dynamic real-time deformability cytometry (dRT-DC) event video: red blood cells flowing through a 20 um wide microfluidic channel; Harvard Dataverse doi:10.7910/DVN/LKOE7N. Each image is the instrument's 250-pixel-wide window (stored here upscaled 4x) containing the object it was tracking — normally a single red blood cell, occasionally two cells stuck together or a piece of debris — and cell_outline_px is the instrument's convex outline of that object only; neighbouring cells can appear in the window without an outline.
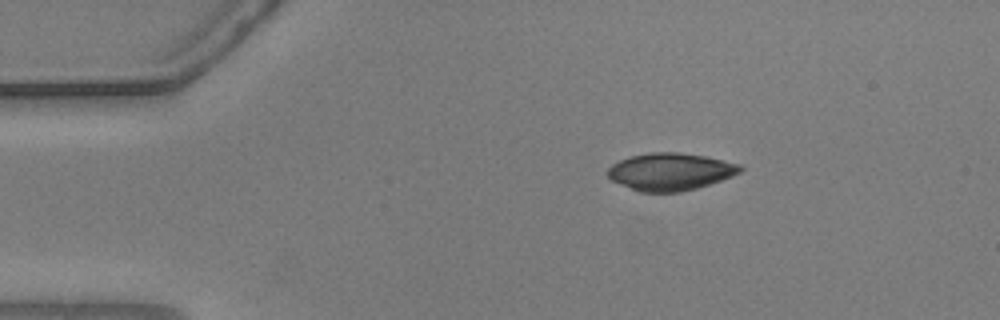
{"species": "common noctule bat (a hibernating species)", "species_latin": "Nyctalus noctula", "temperature_condition": "warm", "stored_images_in_passage": 18, "camera_frame_rate_fps": 3000, "um_per_image_px": 0.085, "animal": {"sex": "male", "body_mass_g": 20.5, "forearm_length_mm": 52.5}, "frame": {"image": 1, "passage_image": 2, "time_ms": 0.333, "image_size_px": [1000, 320], "cell_outline_px": [[744, 168], [740, 172], [732, 176], [696, 188], [680, 192], [640, 192], [620, 184], [612, 180], [604, 172], [612, 164], [620, 160], [632, 156], [652, 152], [680, 152], [704, 156], [740, 164]], "centroid_in_image_um": [56.95, 14.59], "position_along_channel_um": 28.0, "area_um2": 28.73}}
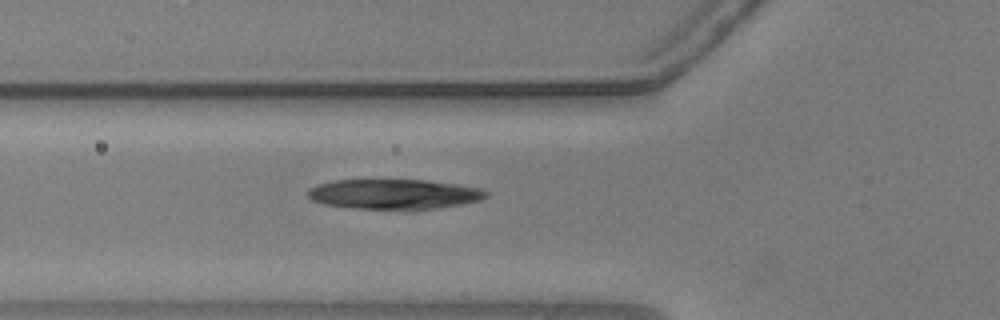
{"frame": {"image": 2, "passage_image": 12, "time_ms": 3.667, "image_size_px": [1000, 320], "cell_outline_px": [[488, 196], [480, 200], [464, 204], [436, 208], [360, 208], [324, 204], [312, 200], [308, 196], [308, 188], [332, 180], [424, 180], [456, 184], [480, 188], [488, 192]], "centroid_in_image_um": [33.51, 16.48], "position_along_channel_um": 92.3, "area_um2": 30.63}}
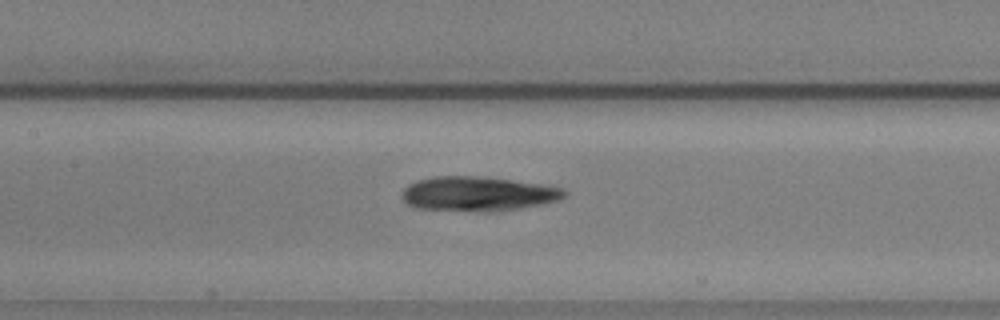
{"frame": {"image": 3, "passage_image": 18, "time_ms": 5.667, "image_size_px": [1000, 320], "cell_outline_px": [[568, 196], [560, 200], [544, 204], [500, 212], [476, 212], [416, 208], [408, 204], [400, 196], [404, 188], [408, 184], [416, 180], [436, 176], [476, 176], [512, 180], [544, 184], [564, 188], [568, 192]], "centroid_in_image_um": [40.67, 16.49], "position_along_channel_um": 166.7, "area_um2": 33.41}}